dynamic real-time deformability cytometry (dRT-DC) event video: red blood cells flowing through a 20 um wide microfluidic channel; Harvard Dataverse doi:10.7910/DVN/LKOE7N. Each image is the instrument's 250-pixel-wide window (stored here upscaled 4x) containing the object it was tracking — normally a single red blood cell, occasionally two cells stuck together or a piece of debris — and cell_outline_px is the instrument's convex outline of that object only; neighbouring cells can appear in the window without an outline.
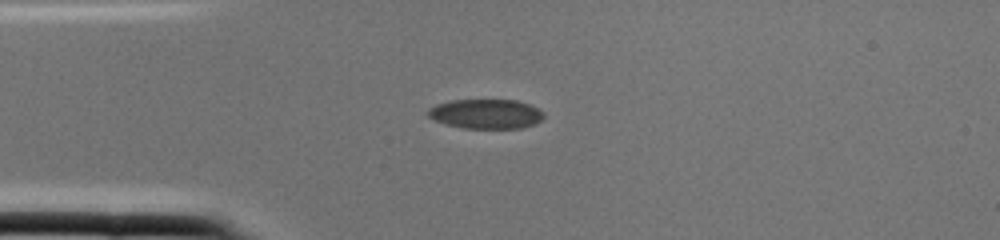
{"species": "common noctule bat (a hibernating species)", "species_latin": "Nyctalus noctula", "temperature_condition": "cold", "stored_images_in_passage": 1, "camera_frame_rate_fps": 3000, "um_per_image_px": 0.085, "animal": {"sex": "female", "body_mass_g": 22.0, "forearm_length_mm": 56.7}, "frame": {"image": 1, "passage_image": 1, "time_ms": 0.0, "image_size_px": [1000, 240], "cell_outline_px": [[544, 116], [536, 124], [520, 128], [464, 128], [444, 124], [428, 116], [428, 108], [436, 104], [448, 100], [516, 100], [528, 104], [544, 112]], "centroid_in_image_um": [41.29, 9.68], "position_along_channel_um": 43.7, "area_um2": 19.94}}